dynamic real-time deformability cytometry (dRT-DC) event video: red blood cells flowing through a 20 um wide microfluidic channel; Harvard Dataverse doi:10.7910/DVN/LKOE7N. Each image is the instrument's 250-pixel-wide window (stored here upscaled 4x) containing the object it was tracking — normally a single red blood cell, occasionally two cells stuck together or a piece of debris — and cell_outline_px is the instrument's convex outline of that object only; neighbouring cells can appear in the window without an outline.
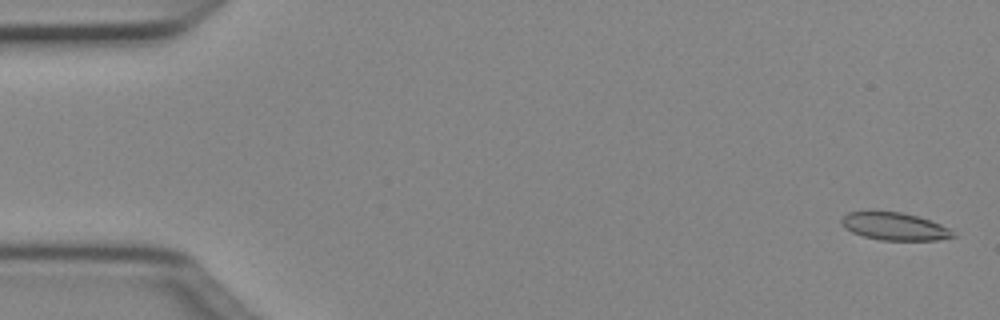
{"species": "Egyptian fruit bat (a non-hibernating species)", "species_latin": "Rousettus aegyptiacus", "temperature_condition": "cold", "stored_images_in_passage": 10, "camera_frame_rate_fps": 3000, "um_per_image_px": 0.085, "animal": {"sex": "female"}, "frame": {"image": 1, "passage_image": 2, "time_ms": 0.333, "image_size_px": [1000, 320], "cell_outline_px": [[956, 236], [936, 240], [880, 240], [864, 236], [852, 232], [844, 228], [840, 224], [840, 220], [848, 212], [900, 212], [916, 216], [940, 224], [948, 228]], "centroid_in_image_um": [75.99, 19.25], "position_along_channel_um": 9.0, "area_um2": 17.63}}